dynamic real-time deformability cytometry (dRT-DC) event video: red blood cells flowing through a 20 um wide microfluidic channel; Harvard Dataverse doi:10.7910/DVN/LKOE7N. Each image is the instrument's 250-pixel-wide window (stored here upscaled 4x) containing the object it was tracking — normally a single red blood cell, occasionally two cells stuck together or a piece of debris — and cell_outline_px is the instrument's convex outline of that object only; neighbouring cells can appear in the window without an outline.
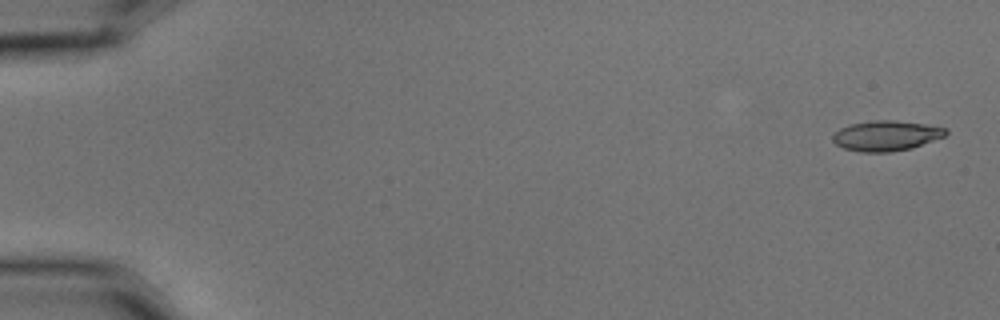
{"species": "common noctule bat (a hibernating species)", "species_latin": "Nyctalus noctula", "temperature_condition": "cold", "stored_images_in_passage": 5, "camera_frame_rate_fps": 3000, "um_per_image_px": 0.085, "animal": {"sex": "male", "body_mass_g": 15.6}, "frame": {"image": 1, "passage_image": 1, "time_ms": 0.0, "image_size_px": [1000, 320], "cell_outline_px": [[948, 132], [944, 136], [912, 148], [888, 152], [860, 152], [844, 148], [836, 144], [832, 140], [832, 136], [840, 128], [852, 124], [872, 120], [896, 120], [924, 124], [948, 128]], "centroid_in_image_um": [75.33, 11.53], "position_along_channel_um": 9.7, "area_um2": 19.83}}
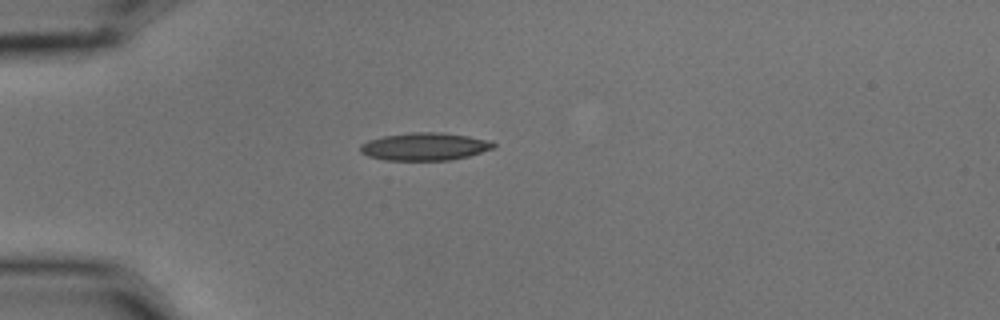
{"frame": {"image": 2, "passage_image": 5, "time_ms": 1.333, "image_size_px": [1000, 320], "cell_outline_px": [[496, 148], [468, 156], [452, 160], [384, 160], [368, 156], [360, 152], [360, 144], [368, 140], [384, 136], [412, 132], [440, 132], [468, 136], [492, 140], [496, 144]], "centroid_in_image_um": [36.13, 12.46], "position_along_channel_um": 48.9, "area_um2": 21.68}}